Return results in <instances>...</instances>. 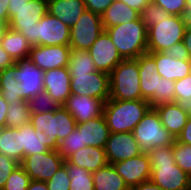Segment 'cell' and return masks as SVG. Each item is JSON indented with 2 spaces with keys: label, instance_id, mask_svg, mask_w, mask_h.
<instances>
[{
  "label": "cell",
  "instance_id": "6da1fadb",
  "mask_svg": "<svg viewBox=\"0 0 191 190\" xmlns=\"http://www.w3.org/2000/svg\"><path fill=\"white\" fill-rule=\"evenodd\" d=\"M147 154L151 163V181L163 190H191V177L176 163L172 145L155 147Z\"/></svg>",
  "mask_w": 191,
  "mask_h": 190
},
{
  "label": "cell",
  "instance_id": "7a4b0ae2",
  "mask_svg": "<svg viewBox=\"0 0 191 190\" xmlns=\"http://www.w3.org/2000/svg\"><path fill=\"white\" fill-rule=\"evenodd\" d=\"M150 108L146 100L108 99L103 115L110 133L132 132Z\"/></svg>",
  "mask_w": 191,
  "mask_h": 190
},
{
  "label": "cell",
  "instance_id": "3957f363",
  "mask_svg": "<svg viewBox=\"0 0 191 190\" xmlns=\"http://www.w3.org/2000/svg\"><path fill=\"white\" fill-rule=\"evenodd\" d=\"M123 59H136L147 53L148 28L141 18L104 29Z\"/></svg>",
  "mask_w": 191,
  "mask_h": 190
},
{
  "label": "cell",
  "instance_id": "277c9868",
  "mask_svg": "<svg viewBox=\"0 0 191 190\" xmlns=\"http://www.w3.org/2000/svg\"><path fill=\"white\" fill-rule=\"evenodd\" d=\"M109 99L142 100L138 58L123 59L109 74Z\"/></svg>",
  "mask_w": 191,
  "mask_h": 190
},
{
  "label": "cell",
  "instance_id": "5b68a950",
  "mask_svg": "<svg viewBox=\"0 0 191 190\" xmlns=\"http://www.w3.org/2000/svg\"><path fill=\"white\" fill-rule=\"evenodd\" d=\"M189 22V17L171 15L163 22L148 27V53L163 52L182 42Z\"/></svg>",
  "mask_w": 191,
  "mask_h": 190
},
{
  "label": "cell",
  "instance_id": "8992f818",
  "mask_svg": "<svg viewBox=\"0 0 191 190\" xmlns=\"http://www.w3.org/2000/svg\"><path fill=\"white\" fill-rule=\"evenodd\" d=\"M143 152L155 147L173 145L175 137L162 125L158 112L150 108L132 131Z\"/></svg>",
  "mask_w": 191,
  "mask_h": 190
},
{
  "label": "cell",
  "instance_id": "52a82bcc",
  "mask_svg": "<svg viewBox=\"0 0 191 190\" xmlns=\"http://www.w3.org/2000/svg\"><path fill=\"white\" fill-rule=\"evenodd\" d=\"M30 123L35 130L44 132L58 143L65 139L76 127L73 116L63 107L49 113H31Z\"/></svg>",
  "mask_w": 191,
  "mask_h": 190
},
{
  "label": "cell",
  "instance_id": "ba28073f",
  "mask_svg": "<svg viewBox=\"0 0 191 190\" xmlns=\"http://www.w3.org/2000/svg\"><path fill=\"white\" fill-rule=\"evenodd\" d=\"M9 11L8 27L19 31L32 45V29L48 13V2L30 0L21 7H12Z\"/></svg>",
  "mask_w": 191,
  "mask_h": 190
},
{
  "label": "cell",
  "instance_id": "9c48e42d",
  "mask_svg": "<svg viewBox=\"0 0 191 190\" xmlns=\"http://www.w3.org/2000/svg\"><path fill=\"white\" fill-rule=\"evenodd\" d=\"M70 28L59 18L47 13L32 29V46L69 45Z\"/></svg>",
  "mask_w": 191,
  "mask_h": 190
},
{
  "label": "cell",
  "instance_id": "30bf717a",
  "mask_svg": "<svg viewBox=\"0 0 191 190\" xmlns=\"http://www.w3.org/2000/svg\"><path fill=\"white\" fill-rule=\"evenodd\" d=\"M103 31L101 15L86 9L70 28L69 46L74 50H88Z\"/></svg>",
  "mask_w": 191,
  "mask_h": 190
},
{
  "label": "cell",
  "instance_id": "8fae6325",
  "mask_svg": "<svg viewBox=\"0 0 191 190\" xmlns=\"http://www.w3.org/2000/svg\"><path fill=\"white\" fill-rule=\"evenodd\" d=\"M57 150L25 156L20 165L34 181H48L64 164Z\"/></svg>",
  "mask_w": 191,
  "mask_h": 190
},
{
  "label": "cell",
  "instance_id": "7c38bea8",
  "mask_svg": "<svg viewBox=\"0 0 191 190\" xmlns=\"http://www.w3.org/2000/svg\"><path fill=\"white\" fill-rule=\"evenodd\" d=\"M71 94L85 95L106 102L110 96L109 75L95 71L89 74H70Z\"/></svg>",
  "mask_w": 191,
  "mask_h": 190
},
{
  "label": "cell",
  "instance_id": "4fadbf2b",
  "mask_svg": "<svg viewBox=\"0 0 191 190\" xmlns=\"http://www.w3.org/2000/svg\"><path fill=\"white\" fill-rule=\"evenodd\" d=\"M112 165L129 189L151 179V163L147 152Z\"/></svg>",
  "mask_w": 191,
  "mask_h": 190
},
{
  "label": "cell",
  "instance_id": "5bb4252c",
  "mask_svg": "<svg viewBox=\"0 0 191 190\" xmlns=\"http://www.w3.org/2000/svg\"><path fill=\"white\" fill-rule=\"evenodd\" d=\"M104 149L108 164L133 158L143 153L132 132L110 133Z\"/></svg>",
  "mask_w": 191,
  "mask_h": 190
},
{
  "label": "cell",
  "instance_id": "9a60e30c",
  "mask_svg": "<svg viewBox=\"0 0 191 190\" xmlns=\"http://www.w3.org/2000/svg\"><path fill=\"white\" fill-rule=\"evenodd\" d=\"M88 52L94 61L97 71L108 75L123 60L105 30L88 49Z\"/></svg>",
  "mask_w": 191,
  "mask_h": 190
},
{
  "label": "cell",
  "instance_id": "2e32d148",
  "mask_svg": "<svg viewBox=\"0 0 191 190\" xmlns=\"http://www.w3.org/2000/svg\"><path fill=\"white\" fill-rule=\"evenodd\" d=\"M71 48L69 45L32 46L29 59L42 71L68 67Z\"/></svg>",
  "mask_w": 191,
  "mask_h": 190
},
{
  "label": "cell",
  "instance_id": "e0dca14e",
  "mask_svg": "<svg viewBox=\"0 0 191 190\" xmlns=\"http://www.w3.org/2000/svg\"><path fill=\"white\" fill-rule=\"evenodd\" d=\"M44 71L38 68L29 58L17 61L16 80L23 92V100H29L44 90Z\"/></svg>",
  "mask_w": 191,
  "mask_h": 190
},
{
  "label": "cell",
  "instance_id": "ac0fdd59",
  "mask_svg": "<svg viewBox=\"0 0 191 190\" xmlns=\"http://www.w3.org/2000/svg\"><path fill=\"white\" fill-rule=\"evenodd\" d=\"M104 103L102 99L71 94L62 106L73 116L76 123H82L101 116Z\"/></svg>",
  "mask_w": 191,
  "mask_h": 190
},
{
  "label": "cell",
  "instance_id": "d6986e66",
  "mask_svg": "<svg viewBox=\"0 0 191 190\" xmlns=\"http://www.w3.org/2000/svg\"><path fill=\"white\" fill-rule=\"evenodd\" d=\"M140 89L142 100L151 103L159 95V86L162 77L156 69L154 58L147 52L138 57Z\"/></svg>",
  "mask_w": 191,
  "mask_h": 190
},
{
  "label": "cell",
  "instance_id": "ffe728a7",
  "mask_svg": "<svg viewBox=\"0 0 191 190\" xmlns=\"http://www.w3.org/2000/svg\"><path fill=\"white\" fill-rule=\"evenodd\" d=\"M18 131L23 149V158L58 149L59 143L55 139L47 137L44 132L35 130L30 122L18 128Z\"/></svg>",
  "mask_w": 191,
  "mask_h": 190
},
{
  "label": "cell",
  "instance_id": "44dd1931",
  "mask_svg": "<svg viewBox=\"0 0 191 190\" xmlns=\"http://www.w3.org/2000/svg\"><path fill=\"white\" fill-rule=\"evenodd\" d=\"M44 90L61 106L71 95V77L68 67L44 71Z\"/></svg>",
  "mask_w": 191,
  "mask_h": 190
},
{
  "label": "cell",
  "instance_id": "7402d4cb",
  "mask_svg": "<svg viewBox=\"0 0 191 190\" xmlns=\"http://www.w3.org/2000/svg\"><path fill=\"white\" fill-rule=\"evenodd\" d=\"M154 109L158 112L162 125L176 139L190 117L186 106L181 103L171 102L160 104Z\"/></svg>",
  "mask_w": 191,
  "mask_h": 190
},
{
  "label": "cell",
  "instance_id": "603a6c76",
  "mask_svg": "<svg viewBox=\"0 0 191 190\" xmlns=\"http://www.w3.org/2000/svg\"><path fill=\"white\" fill-rule=\"evenodd\" d=\"M76 128L81 133L82 146H95L104 148L110 135L104 115L77 123Z\"/></svg>",
  "mask_w": 191,
  "mask_h": 190
},
{
  "label": "cell",
  "instance_id": "cb8c5ba5",
  "mask_svg": "<svg viewBox=\"0 0 191 190\" xmlns=\"http://www.w3.org/2000/svg\"><path fill=\"white\" fill-rule=\"evenodd\" d=\"M86 10L84 0H52L48 2V13L59 18L71 28Z\"/></svg>",
  "mask_w": 191,
  "mask_h": 190
},
{
  "label": "cell",
  "instance_id": "d4e9b609",
  "mask_svg": "<svg viewBox=\"0 0 191 190\" xmlns=\"http://www.w3.org/2000/svg\"><path fill=\"white\" fill-rule=\"evenodd\" d=\"M149 54L154 58L156 69L162 78L177 81L189 75L190 60H177L162 52Z\"/></svg>",
  "mask_w": 191,
  "mask_h": 190
},
{
  "label": "cell",
  "instance_id": "484cf974",
  "mask_svg": "<svg viewBox=\"0 0 191 190\" xmlns=\"http://www.w3.org/2000/svg\"><path fill=\"white\" fill-rule=\"evenodd\" d=\"M66 161L69 164L78 165L90 173L96 172L108 164L105 149L95 146H87L79 149L70 155Z\"/></svg>",
  "mask_w": 191,
  "mask_h": 190
},
{
  "label": "cell",
  "instance_id": "4316f807",
  "mask_svg": "<svg viewBox=\"0 0 191 190\" xmlns=\"http://www.w3.org/2000/svg\"><path fill=\"white\" fill-rule=\"evenodd\" d=\"M0 44L15 62L30 56L32 45L19 31L8 27L0 40Z\"/></svg>",
  "mask_w": 191,
  "mask_h": 190
},
{
  "label": "cell",
  "instance_id": "83f0119b",
  "mask_svg": "<svg viewBox=\"0 0 191 190\" xmlns=\"http://www.w3.org/2000/svg\"><path fill=\"white\" fill-rule=\"evenodd\" d=\"M103 28L125 24L140 18L137 10L131 9L125 3L115 0L101 16Z\"/></svg>",
  "mask_w": 191,
  "mask_h": 190
},
{
  "label": "cell",
  "instance_id": "f1b7e54d",
  "mask_svg": "<svg viewBox=\"0 0 191 190\" xmlns=\"http://www.w3.org/2000/svg\"><path fill=\"white\" fill-rule=\"evenodd\" d=\"M92 175L94 190H130L112 164H107Z\"/></svg>",
  "mask_w": 191,
  "mask_h": 190
},
{
  "label": "cell",
  "instance_id": "f546056e",
  "mask_svg": "<svg viewBox=\"0 0 191 190\" xmlns=\"http://www.w3.org/2000/svg\"><path fill=\"white\" fill-rule=\"evenodd\" d=\"M17 61L13 66L0 71V94L8 102L23 100V92L16 80Z\"/></svg>",
  "mask_w": 191,
  "mask_h": 190
},
{
  "label": "cell",
  "instance_id": "4dcf8cb0",
  "mask_svg": "<svg viewBox=\"0 0 191 190\" xmlns=\"http://www.w3.org/2000/svg\"><path fill=\"white\" fill-rule=\"evenodd\" d=\"M0 153L21 163L23 160V149L18 129L11 127L2 128L0 134Z\"/></svg>",
  "mask_w": 191,
  "mask_h": 190
},
{
  "label": "cell",
  "instance_id": "1f68e13d",
  "mask_svg": "<svg viewBox=\"0 0 191 190\" xmlns=\"http://www.w3.org/2000/svg\"><path fill=\"white\" fill-rule=\"evenodd\" d=\"M6 115V127L20 128L30 122L31 112L27 100H15L9 103Z\"/></svg>",
  "mask_w": 191,
  "mask_h": 190
},
{
  "label": "cell",
  "instance_id": "d6a6232c",
  "mask_svg": "<svg viewBox=\"0 0 191 190\" xmlns=\"http://www.w3.org/2000/svg\"><path fill=\"white\" fill-rule=\"evenodd\" d=\"M64 165L70 178L69 190H94L92 173L78 165L69 164L66 160Z\"/></svg>",
  "mask_w": 191,
  "mask_h": 190
},
{
  "label": "cell",
  "instance_id": "836d02e7",
  "mask_svg": "<svg viewBox=\"0 0 191 190\" xmlns=\"http://www.w3.org/2000/svg\"><path fill=\"white\" fill-rule=\"evenodd\" d=\"M68 68L70 74H89L97 71L88 50L72 49Z\"/></svg>",
  "mask_w": 191,
  "mask_h": 190
},
{
  "label": "cell",
  "instance_id": "e575fe53",
  "mask_svg": "<svg viewBox=\"0 0 191 190\" xmlns=\"http://www.w3.org/2000/svg\"><path fill=\"white\" fill-rule=\"evenodd\" d=\"M60 106L45 90L28 100V108L31 113H49Z\"/></svg>",
  "mask_w": 191,
  "mask_h": 190
},
{
  "label": "cell",
  "instance_id": "d590c367",
  "mask_svg": "<svg viewBox=\"0 0 191 190\" xmlns=\"http://www.w3.org/2000/svg\"><path fill=\"white\" fill-rule=\"evenodd\" d=\"M169 16L171 15L154 2L147 4L140 12L141 21L146 25L147 28L163 22L164 20L168 19Z\"/></svg>",
  "mask_w": 191,
  "mask_h": 190
},
{
  "label": "cell",
  "instance_id": "8d00e7d4",
  "mask_svg": "<svg viewBox=\"0 0 191 190\" xmlns=\"http://www.w3.org/2000/svg\"><path fill=\"white\" fill-rule=\"evenodd\" d=\"M87 146H82L81 133L75 127V129L65 137L64 140L59 142L57 151L62 158L66 160L70 155Z\"/></svg>",
  "mask_w": 191,
  "mask_h": 190
},
{
  "label": "cell",
  "instance_id": "74e56055",
  "mask_svg": "<svg viewBox=\"0 0 191 190\" xmlns=\"http://www.w3.org/2000/svg\"><path fill=\"white\" fill-rule=\"evenodd\" d=\"M172 150L175 163L191 177V145L175 140Z\"/></svg>",
  "mask_w": 191,
  "mask_h": 190
},
{
  "label": "cell",
  "instance_id": "f35d334b",
  "mask_svg": "<svg viewBox=\"0 0 191 190\" xmlns=\"http://www.w3.org/2000/svg\"><path fill=\"white\" fill-rule=\"evenodd\" d=\"M31 179L21 165L8 177L2 190H27Z\"/></svg>",
  "mask_w": 191,
  "mask_h": 190
},
{
  "label": "cell",
  "instance_id": "ab89813d",
  "mask_svg": "<svg viewBox=\"0 0 191 190\" xmlns=\"http://www.w3.org/2000/svg\"><path fill=\"white\" fill-rule=\"evenodd\" d=\"M175 102V81L162 78L159 95L150 103L151 108L160 104Z\"/></svg>",
  "mask_w": 191,
  "mask_h": 190
},
{
  "label": "cell",
  "instance_id": "60d3db41",
  "mask_svg": "<svg viewBox=\"0 0 191 190\" xmlns=\"http://www.w3.org/2000/svg\"><path fill=\"white\" fill-rule=\"evenodd\" d=\"M48 190H69L70 178L67 167L63 164L57 172L46 181Z\"/></svg>",
  "mask_w": 191,
  "mask_h": 190
},
{
  "label": "cell",
  "instance_id": "b9f144b4",
  "mask_svg": "<svg viewBox=\"0 0 191 190\" xmlns=\"http://www.w3.org/2000/svg\"><path fill=\"white\" fill-rule=\"evenodd\" d=\"M191 100V75L175 81V102L186 104Z\"/></svg>",
  "mask_w": 191,
  "mask_h": 190
},
{
  "label": "cell",
  "instance_id": "7bdbcfd3",
  "mask_svg": "<svg viewBox=\"0 0 191 190\" xmlns=\"http://www.w3.org/2000/svg\"><path fill=\"white\" fill-rule=\"evenodd\" d=\"M170 15L186 17V0H153Z\"/></svg>",
  "mask_w": 191,
  "mask_h": 190
},
{
  "label": "cell",
  "instance_id": "ee69618b",
  "mask_svg": "<svg viewBox=\"0 0 191 190\" xmlns=\"http://www.w3.org/2000/svg\"><path fill=\"white\" fill-rule=\"evenodd\" d=\"M19 165L18 161L0 153V190L3 189L11 172Z\"/></svg>",
  "mask_w": 191,
  "mask_h": 190
},
{
  "label": "cell",
  "instance_id": "f6af8a7d",
  "mask_svg": "<svg viewBox=\"0 0 191 190\" xmlns=\"http://www.w3.org/2000/svg\"><path fill=\"white\" fill-rule=\"evenodd\" d=\"M162 53L177 60H182V61L190 60L189 52L184 46L183 42H178L174 44L173 46L163 51Z\"/></svg>",
  "mask_w": 191,
  "mask_h": 190
},
{
  "label": "cell",
  "instance_id": "bcb514c9",
  "mask_svg": "<svg viewBox=\"0 0 191 190\" xmlns=\"http://www.w3.org/2000/svg\"><path fill=\"white\" fill-rule=\"evenodd\" d=\"M114 1L115 0H84L87 10L101 16Z\"/></svg>",
  "mask_w": 191,
  "mask_h": 190
},
{
  "label": "cell",
  "instance_id": "7dc6e473",
  "mask_svg": "<svg viewBox=\"0 0 191 190\" xmlns=\"http://www.w3.org/2000/svg\"><path fill=\"white\" fill-rule=\"evenodd\" d=\"M176 141L191 145V117H189L187 124L184 126L181 133L176 138Z\"/></svg>",
  "mask_w": 191,
  "mask_h": 190
},
{
  "label": "cell",
  "instance_id": "c3c4849f",
  "mask_svg": "<svg viewBox=\"0 0 191 190\" xmlns=\"http://www.w3.org/2000/svg\"><path fill=\"white\" fill-rule=\"evenodd\" d=\"M14 64H15V61L1 47V44H0V71L6 69L7 67L13 66Z\"/></svg>",
  "mask_w": 191,
  "mask_h": 190
},
{
  "label": "cell",
  "instance_id": "681fc988",
  "mask_svg": "<svg viewBox=\"0 0 191 190\" xmlns=\"http://www.w3.org/2000/svg\"><path fill=\"white\" fill-rule=\"evenodd\" d=\"M118 1L125 3L131 9L137 10L139 13L147 4L153 2V0H118Z\"/></svg>",
  "mask_w": 191,
  "mask_h": 190
},
{
  "label": "cell",
  "instance_id": "f907efd6",
  "mask_svg": "<svg viewBox=\"0 0 191 190\" xmlns=\"http://www.w3.org/2000/svg\"><path fill=\"white\" fill-rule=\"evenodd\" d=\"M9 103L0 94V128L6 127V115Z\"/></svg>",
  "mask_w": 191,
  "mask_h": 190
},
{
  "label": "cell",
  "instance_id": "816d5d0a",
  "mask_svg": "<svg viewBox=\"0 0 191 190\" xmlns=\"http://www.w3.org/2000/svg\"><path fill=\"white\" fill-rule=\"evenodd\" d=\"M9 3V0H0V21L5 23L9 22Z\"/></svg>",
  "mask_w": 191,
  "mask_h": 190
},
{
  "label": "cell",
  "instance_id": "f5cc1de1",
  "mask_svg": "<svg viewBox=\"0 0 191 190\" xmlns=\"http://www.w3.org/2000/svg\"><path fill=\"white\" fill-rule=\"evenodd\" d=\"M130 190H163L160 186L154 184L151 180L142 182Z\"/></svg>",
  "mask_w": 191,
  "mask_h": 190
},
{
  "label": "cell",
  "instance_id": "db71d44e",
  "mask_svg": "<svg viewBox=\"0 0 191 190\" xmlns=\"http://www.w3.org/2000/svg\"><path fill=\"white\" fill-rule=\"evenodd\" d=\"M183 44L186 47V49L189 52L190 55V60H191V22L188 23L186 30H185V34H184V38H183Z\"/></svg>",
  "mask_w": 191,
  "mask_h": 190
},
{
  "label": "cell",
  "instance_id": "11a10c76",
  "mask_svg": "<svg viewBox=\"0 0 191 190\" xmlns=\"http://www.w3.org/2000/svg\"><path fill=\"white\" fill-rule=\"evenodd\" d=\"M27 190H48L46 182L31 180Z\"/></svg>",
  "mask_w": 191,
  "mask_h": 190
},
{
  "label": "cell",
  "instance_id": "9f6ffc18",
  "mask_svg": "<svg viewBox=\"0 0 191 190\" xmlns=\"http://www.w3.org/2000/svg\"><path fill=\"white\" fill-rule=\"evenodd\" d=\"M30 0H9L8 9H12V7H21L25 4H28Z\"/></svg>",
  "mask_w": 191,
  "mask_h": 190
},
{
  "label": "cell",
  "instance_id": "6f0895ef",
  "mask_svg": "<svg viewBox=\"0 0 191 190\" xmlns=\"http://www.w3.org/2000/svg\"><path fill=\"white\" fill-rule=\"evenodd\" d=\"M7 28H8V23L0 21V40L3 34L5 33V31L7 30Z\"/></svg>",
  "mask_w": 191,
  "mask_h": 190
},
{
  "label": "cell",
  "instance_id": "680465c9",
  "mask_svg": "<svg viewBox=\"0 0 191 190\" xmlns=\"http://www.w3.org/2000/svg\"><path fill=\"white\" fill-rule=\"evenodd\" d=\"M191 16V0H186V17Z\"/></svg>",
  "mask_w": 191,
  "mask_h": 190
},
{
  "label": "cell",
  "instance_id": "91938a15",
  "mask_svg": "<svg viewBox=\"0 0 191 190\" xmlns=\"http://www.w3.org/2000/svg\"><path fill=\"white\" fill-rule=\"evenodd\" d=\"M185 106L189 113V116L191 117V100L188 103H186Z\"/></svg>",
  "mask_w": 191,
  "mask_h": 190
},
{
  "label": "cell",
  "instance_id": "94428289",
  "mask_svg": "<svg viewBox=\"0 0 191 190\" xmlns=\"http://www.w3.org/2000/svg\"><path fill=\"white\" fill-rule=\"evenodd\" d=\"M189 74L191 75V60H190Z\"/></svg>",
  "mask_w": 191,
  "mask_h": 190
}]
</instances>
